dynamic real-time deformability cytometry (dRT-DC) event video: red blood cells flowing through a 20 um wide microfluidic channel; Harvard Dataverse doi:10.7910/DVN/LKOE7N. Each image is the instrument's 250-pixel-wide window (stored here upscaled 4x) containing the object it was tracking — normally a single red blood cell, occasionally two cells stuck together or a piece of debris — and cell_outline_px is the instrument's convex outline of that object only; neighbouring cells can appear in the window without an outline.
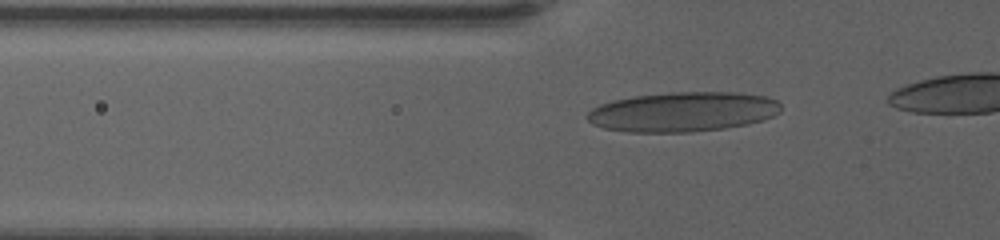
{"species": "human", "species_latin": "Homo sapiens", "temperature_condition": "warm", "stored_images_in_passage": 45, "camera_frame_rate_fps": 3000, "um_per_image_px": 0.085, "donor": {"sex": "female"}, "frame": {"image": 1, "passage_image": 13, "time_ms": 4.0, "image_size_px": [1000, 240], "cell_outline_px": [[780, 112], [764, 120], [748, 124], [724, 128], [692, 132], [628, 132], [604, 128], [592, 124], [588, 120], [588, 112], [592, 108], [600, 104], [612, 100], [636, 96], [672, 92], [736, 92], [768, 96], [776, 100], [780, 104]], "centroid_in_image_um": [58.06, 9.5], "position_along_channel_um": 67.7, "area_um2": 44.97}}
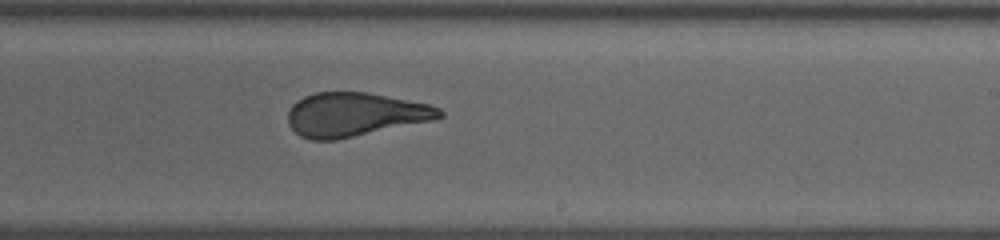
{"frame": {"image": 2, "passage_image": 30, "time_ms": 9.667, "image_size_px": [1000, 240], "cell_outline_px": [[444, 116], [436, 120], [336, 140], [312, 140], [300, 136], [288, 124], [288, 112], [292, 104], [304, 96], [316, 92], [368, 92], [428, 104], [440, 108], [444, 112]], "centroid_in_image_um": [30.18, 9.74], "position_along_channel_um": 258.8, "area_um2": 38.9}}
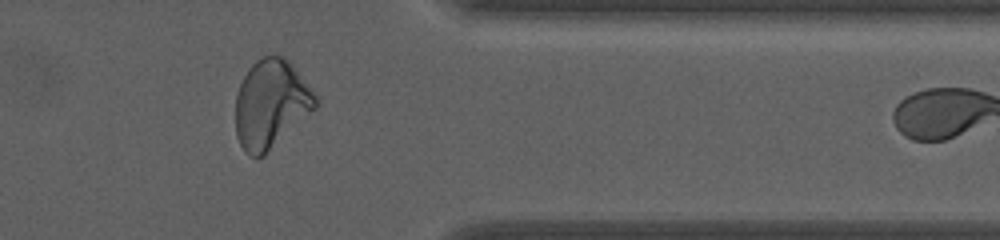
{"frame": {"image": 3, "passage_image": 42, "time_ms": 13.667, "image_size_px": [1000, 240], "cell_outline_px": [[316, 108], [264, 156], [256, 160], [248, 156], [244, 152], [236, 136], [236, 96], [240, 84], [248, 68], [256, 60], [264, 56], [284, 56], [292, 64], [316, 96]], "centroid_in_image_um": [23.0, 8.88], "position_along_channel_um": 388.4, "area_um2": 41.15}}